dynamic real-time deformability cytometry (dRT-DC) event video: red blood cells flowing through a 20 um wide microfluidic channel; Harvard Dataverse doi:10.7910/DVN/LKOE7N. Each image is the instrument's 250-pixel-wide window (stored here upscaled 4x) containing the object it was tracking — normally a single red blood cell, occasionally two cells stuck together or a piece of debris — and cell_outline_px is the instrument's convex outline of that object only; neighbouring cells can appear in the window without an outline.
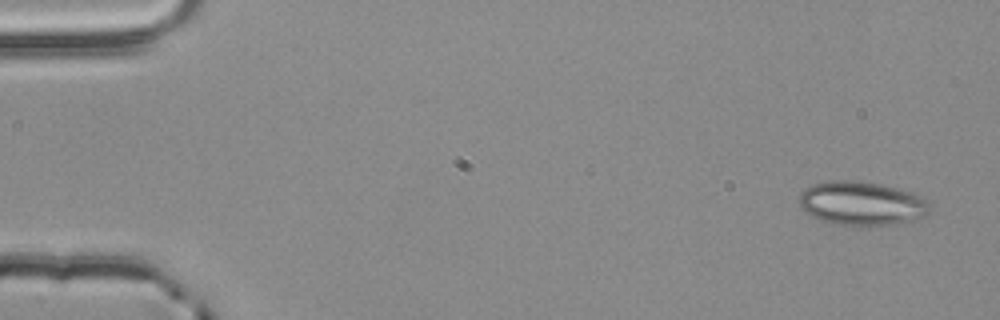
{"species": "common noctule bat (a hibernating species)", "species_latin": "Nyctalus noctula", "temperature_condition": "room temperature", "stored_images_in_passage": 4, "camera_frame_rate_fps": 3000, "um_per_image_px": 0.085, "animal": {"sex": "male", "body_mass_g": 20.4}, "frame": {"image": 1, "passage_image": 1, "time_ms": 0.0, "image_size_px": [1000, 320], "cell_outline_px": [[928, 212], [924, 216], [912, 220], [876, 228], [836, 224], [820, 220], [804, 212], [800, 208], [800, 192], [812, 184], [832, 180], [856, 180], [880, 184], [912, 192], [924, 196], [928, 200]], "centroid_in_image_um": [73.24, 17.31], "position_along_channel_um": 11.8, "area_um2": 33.99}}
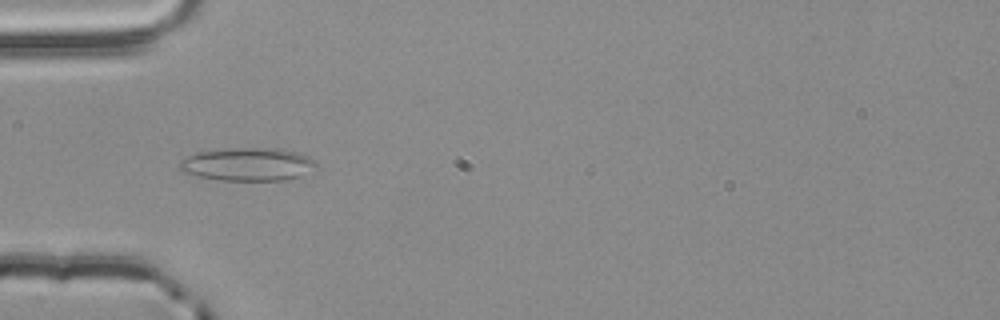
{"frame": {"image": 2, "passage_image": 4, "time_ms": 1.0, "image_size_px": [1000, 320], "cell_outline_px": [[316, 164], [300, 176], [284, 180], [220, 180], [200, 176], [184, 172], [180, 168], [180, 160], [196, 152], [228, 148], [280, 148], [296, 152], [308, 156], [316, 160]], "centroid_in_image_um": [21.04, 13.95], "position_along_channel_um": 64.0, "area_um2": 26.07}}